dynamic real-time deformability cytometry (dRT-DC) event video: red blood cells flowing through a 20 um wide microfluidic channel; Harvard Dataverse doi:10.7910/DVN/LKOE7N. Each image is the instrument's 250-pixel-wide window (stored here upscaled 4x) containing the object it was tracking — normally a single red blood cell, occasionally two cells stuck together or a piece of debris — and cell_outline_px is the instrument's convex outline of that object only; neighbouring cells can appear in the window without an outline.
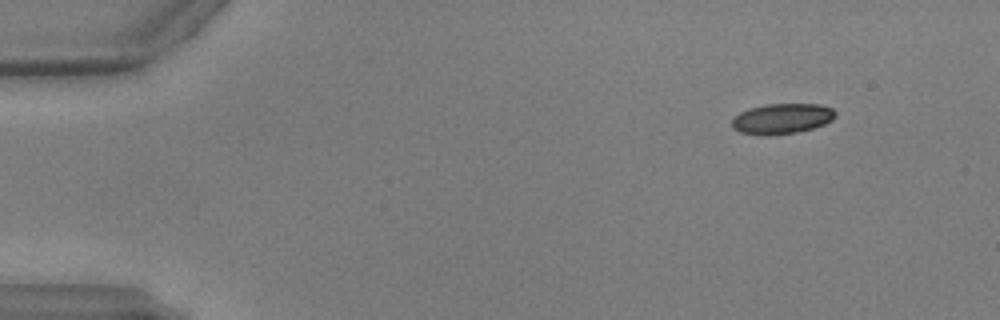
{"species": "common noctule bat (a hibernating species)", "species_latin": "Nyctalus noctula", "temperature_condition": "warm", "stored_images_in_passage": 13, "camera_frame_rate_fps": 3000, "um_per_image_px": 0.085, "animal": {"sex": "male", "body_mass_g": 17.9, "forearm_length_mm": 54.2}, "frame": {"image": 1, "passage_image": 2, "time_ms": 0.333, "image_size_px": [1000, 320], "cell_outline_px": [[836, 116], [832, 120], [824, 124], [812, 128], [796, 132], [768, 136], [760, 136], [740, 132], [732, 128], [732, 120], [740, 112], [748, 108], [764, 104], [820, 104], [832, 108], [836, 112]], "centroid_in_image_um": [66.45, 10.09], "position_along_channel_um": 18.5, "area_um2": 18.5}}
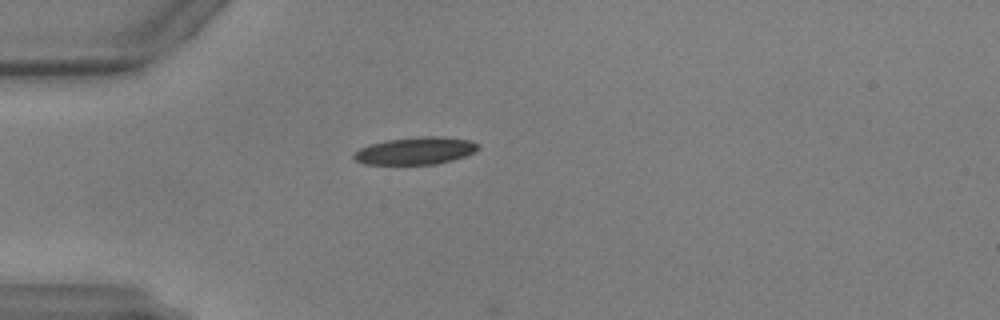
{"frame": {"image": 2, "passage_image": 11, "time_ms": 3.333, "image_size_px": [1000, 320], "cell_outline_px": [[480, 148], [476, 152], [452, 160], [436, 164], [364, 164], [356, 160], [352, 156], [352, 152], [368, 144], [388, 140], [420, 136], [440, 136], [472, 140], [480, 144]], "centroid_in_image_um": [35.34, 12.81], "position_along_channel_um": 49.7, "area_um2": 20.06}}